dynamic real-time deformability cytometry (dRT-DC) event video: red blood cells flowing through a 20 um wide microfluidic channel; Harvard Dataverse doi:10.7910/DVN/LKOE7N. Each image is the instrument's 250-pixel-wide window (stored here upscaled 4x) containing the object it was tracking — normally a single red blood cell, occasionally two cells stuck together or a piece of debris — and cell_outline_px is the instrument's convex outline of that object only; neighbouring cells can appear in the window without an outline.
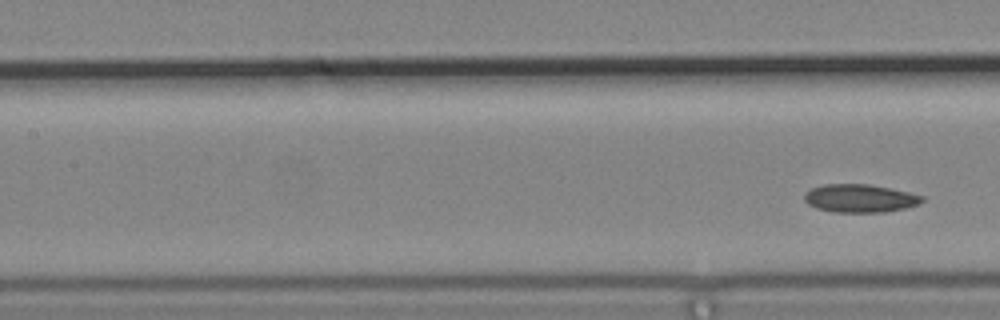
{"species": "common noctule bat (a hibernating species)", "species_latin": "Nyctalus noctula", "temperature_condition": "cold", "stored_images_in_passage": 8, "segment_of_instrument_passage": [2, 2], "camera_frame_rate_fps": 3000, "um_per_image_px": 0.085, "animal": {"sex": "male", "body_mass_g": 19.2, "forearm_length_mm": 51.8}, "frame": {"image": 1, "passage_image": 8, "time_ms": 2.333, "image_size_px": [1000, 320], "cell_outline_px": [[924, 200], [920, 204], [904, 208], [880, 212], [832, 212], [816, 208], [808, 204], [804, 200], [804, 192], [812, 188], [824, 184], [868, 184], [892, 188], [924, 196]], "centroid_in_image_um": [73.08, 16.85], "position_along_channel_um": 134.3, "area_um2": 19.36}}